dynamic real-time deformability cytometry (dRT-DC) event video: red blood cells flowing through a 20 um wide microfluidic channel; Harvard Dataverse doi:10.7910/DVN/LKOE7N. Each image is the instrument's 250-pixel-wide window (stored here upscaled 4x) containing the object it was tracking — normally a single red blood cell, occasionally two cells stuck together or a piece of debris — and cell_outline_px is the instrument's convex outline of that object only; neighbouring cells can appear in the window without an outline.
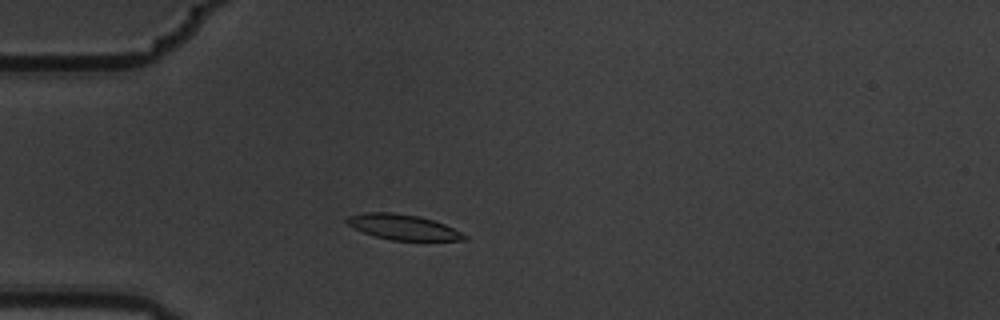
{"species": "common noctule bat (a hibernating species)", "species_latin": "Nyctalus noctula", "temperature_condition": "warm", "stored_images_in_passage": 3, "camera_frame_rate_fps": 3000, "um_per_image_px": 0.085, "animal": {"sex": "male", "body_mass_g": 19.5, "forearm_length_mm": 54.6}, "frame": {"image": 1, "passage_image": 3, "time_ms": 0.667, "image_size_px": [1000, 320], "cell_outline_px": [[468, 240], [392, 240], [376, 236], [364, 232], [348, 224], [344, 220], [348, 216], [368, 212], [392, 212], [420, 216], [444, 224], [468, 236]], "centroid_in_image_um": [34.27, 19.29], "position_along_channel_um": 50.7, "area_um2": 17.05}}